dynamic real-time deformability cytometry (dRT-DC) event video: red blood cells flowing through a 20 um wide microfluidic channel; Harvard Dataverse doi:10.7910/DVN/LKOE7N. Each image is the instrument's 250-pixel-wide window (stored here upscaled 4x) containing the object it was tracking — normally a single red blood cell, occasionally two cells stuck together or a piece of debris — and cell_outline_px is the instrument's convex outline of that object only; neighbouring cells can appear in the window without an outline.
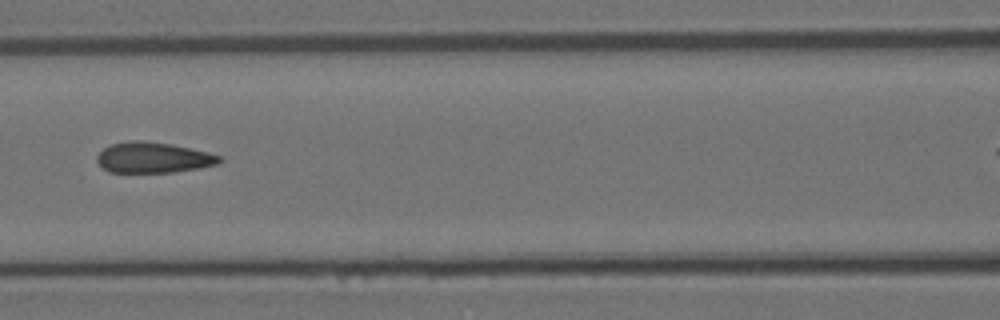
{"species": "Egyptian fruit bat (a non-hibernating species)", "species_latin": "Rousettus aegyptiacus", "temperature_condition": "room temperature", "stored_images_in_passage": 8, "camera_frame_rate_fps": 3000, "um_per_image_px": 0.085, "animal": {"sex": "female"}, "frame": {"image": 1, "passage_image": 5, "time_ms": 1.333, "image_size_px": [1000, 320], "cell_outline_px": [[224, 160], [216, 164], [196, 168], [172, 172], [108, 172], [96, 160], [96, 156], [104, 148], [112, 144], [128, 140], [144, 140], [172, 144], [208, 152], [220, 156]], "centroid_in_image_um": [13.01, 13.38], "position_along_channel_um": 153.6, "area_um2": 21.79}}
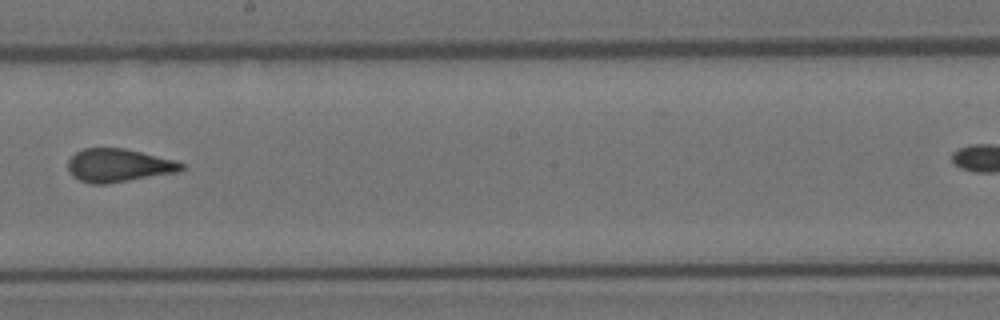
{"frame": {"image": 2, "passage_image": 7, "time_ms": 2.0, "image_size_px": [1000, 320], "cell_outline_px": [[184, 168], [180, 172], [108, 184], [92, 184], [80, 180], [72, 176], [68, 172], [68, 160], [76, 152], [84, 148], [124, 148], [176, 160], [184, 164]], "centroid_in_image_um": [10.09, 14.07], "position_along_channel_um": 238.1, "area_um2": 22.2}}